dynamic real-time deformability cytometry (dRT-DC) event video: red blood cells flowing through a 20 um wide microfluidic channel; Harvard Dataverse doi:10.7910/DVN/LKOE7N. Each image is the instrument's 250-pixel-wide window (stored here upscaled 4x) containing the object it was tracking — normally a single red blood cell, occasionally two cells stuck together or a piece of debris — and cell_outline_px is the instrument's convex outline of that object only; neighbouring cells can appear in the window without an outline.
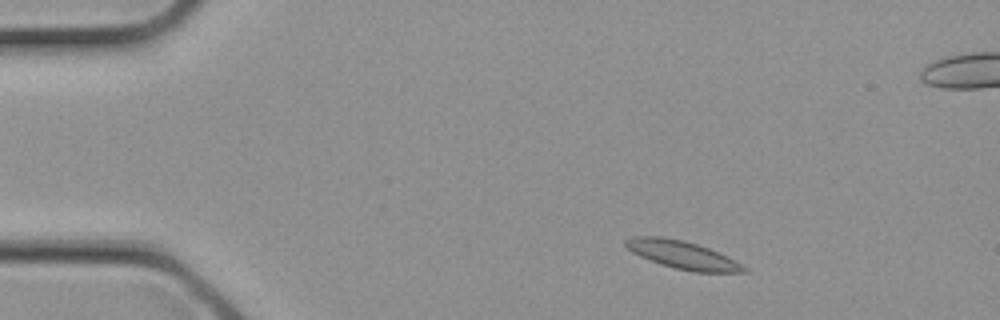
{"species": "common noctule bat (a hibernating species)", "species_latin": "Nyctalus noctula", "temperature_condition": "cold", "stored_images_in_passage": 3, "camera_frame_rate_fps": 3000, "um_per_image_px": 0.085, "animal": {"sex": "female", "body_mass_g": 21.9}, "frame": {"image": 1, "passage_image": 1, "time_ms": 0.0, "image_size_px": [1000, 320], "cell_outline_px": [[748, 272], [692, 272], [660, 264], [640, 256], [632, 252], [624, 244], [624, 240], [632, 236], [660, 236], [684, 240], [708, 248], [748, 268]], "centroid_in_image_um": [57.95, 21.65], "position_along_channel_um": 27.1, "area_um2": 18.96}}